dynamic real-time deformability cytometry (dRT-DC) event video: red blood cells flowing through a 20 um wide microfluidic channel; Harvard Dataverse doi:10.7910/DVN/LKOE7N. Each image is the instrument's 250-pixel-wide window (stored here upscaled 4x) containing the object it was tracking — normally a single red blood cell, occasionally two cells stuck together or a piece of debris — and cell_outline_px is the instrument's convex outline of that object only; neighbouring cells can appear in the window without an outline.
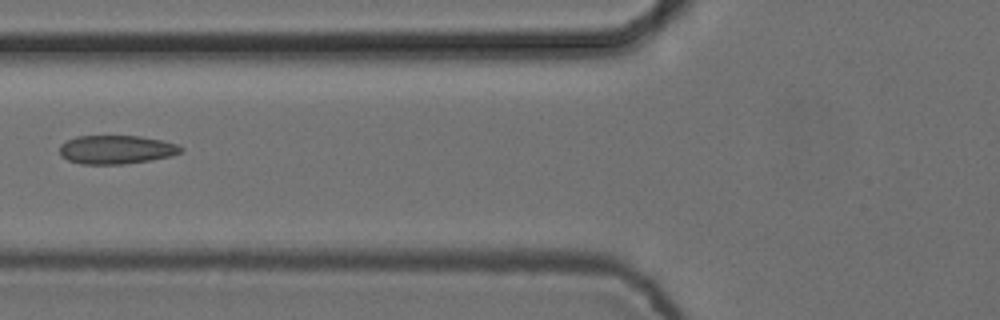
{"species": "common noctule bat (a hibernating species)", "species_latin": "Nyctalus noctula", "temperature_condition": "cold", "stored_images_in_passage": 4, "camera_frame_rate_fps": 3000, "um_per_image_px": 0.085, "animal": {"sex": "female", "body_mass_g": 24.6, "forearm_length_mm": 56.2}, "frame": {"image": 1, "passage_image": 4, "time_ms": 1.0, "image_size_px": [1000, 320], "cell_outline_px": [[184, 152], [172, 156], [152, 160], [124, 164], [80, 164], [68, 160], [60, 156], [60, 144], [76, 136], [140, 136], [160, 140], [176, 144], [184, 148]], "centroid_in_image_um": [9.9, 12.72], "position_along_channel_um": 115.9, "area_um2": 20.4}}